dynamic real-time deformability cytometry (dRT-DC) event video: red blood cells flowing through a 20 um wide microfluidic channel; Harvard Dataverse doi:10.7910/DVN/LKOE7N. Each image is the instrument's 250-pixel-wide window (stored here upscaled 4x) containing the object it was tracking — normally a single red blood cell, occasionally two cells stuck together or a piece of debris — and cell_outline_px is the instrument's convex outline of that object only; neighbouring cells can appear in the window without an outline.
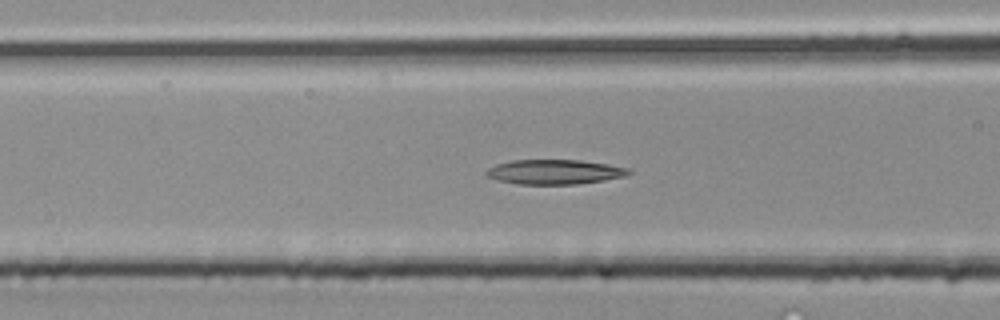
{"species": "common noctule bat (a hibernating species)", "species_latin": "Nyctalus noctula", "temperature_condition": "room temperature", "stored_images_in_passage": 38, "camera_frame_rate_fps": 3000, "um_per_image_px": 0.085, "animal": {"sex": "male", "body_mass_g": 20.4}, "frame": {"image": 1, "passage_image": 12, "time_ms": 3.667, "image_size_px": [1000, 320], "cell_outline_px": [[632, 172], [624, 176], [604, 180], [576, 184], [516, 184], [500, 180], [488, 176], [484, 172], [488, 168], [496, 164], [512, 160], [580, 160], [608, 164], [628, 168]], "centroid_in_image_um": [47.13, 14.61], "position_along_channel_um": 119.5, "area_um2": 20.35}}
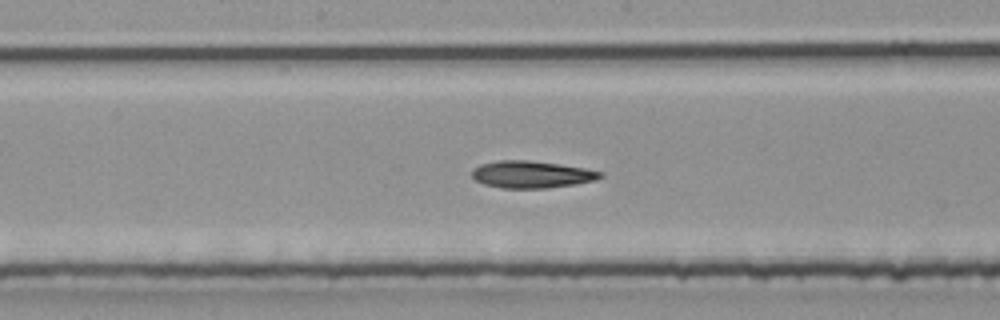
{"frame": {"image": 2, "passage_image": 17, "time_ms": 5.333, "image_size_px": [1000, 320], "cell_outline_px": [[604, 176], [596, 180], [576, 184], [548, 188], [500, 188], [484, 184], [476, 180], [472, 176], [472, 168], [480, 164], [500, 160], [528, 160], [584, 168], [604, 172]], "centroid_in_image_um": [45.19, 14.83], "position_along_channel_um": 203.0, "area_um2": 20.29}}
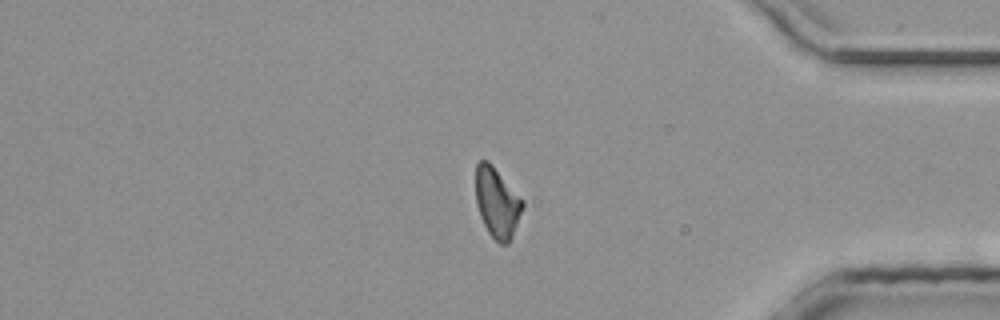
{"frame": {"image": 3, "passage_image": 30, "time_ms": 9.667, "image_size_px": [1000, 320], "cell_outline_px": [[524, 204], [512, 236], [508, 244], [500, 244], [488, 232], [480, 216], [476, 204], [476, 164], [480, 160], [488, 160], [492, 164], [524, 200]], "centroid_in_image_um": [42.24, 17.2], "position_along_channel_um": 393.0, "area_um2": 19.07}}